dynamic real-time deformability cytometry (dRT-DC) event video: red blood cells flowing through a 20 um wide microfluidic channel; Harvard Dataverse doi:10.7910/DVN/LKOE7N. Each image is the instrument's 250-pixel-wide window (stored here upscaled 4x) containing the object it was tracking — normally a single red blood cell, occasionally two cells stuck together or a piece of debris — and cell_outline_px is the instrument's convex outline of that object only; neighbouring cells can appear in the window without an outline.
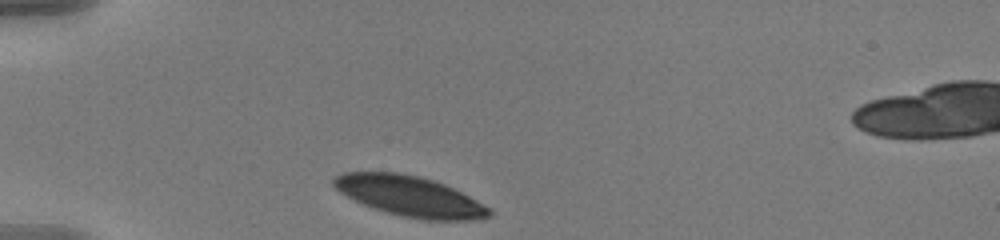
{"species": "human", "species_latin": "Homo sapiens", "temperature_condition": "warm", "stored_images_in_passage": 34, "camera_frame_rate_fps": 3000, "um_per_image_px": 0.085, "donor": {"sex": "male"}, "frame": {"image": 1, "passage_image": 1, "time_ms": 0.0, "image_size_px": [1000, 240], "cell_outline_px": [[492, 212], [488, 216], [472, 220], [424, 220], [404, 216], [372, 208], [340, 192], [332, 184], [332, 176], [344, 172], [400, 172], [432, 180], [444, 184], [484, 204]], "centroid_in_image_um": [34.79, 16.66], "position_along_channel_um": 50.2, "area_um2": 36.07}}
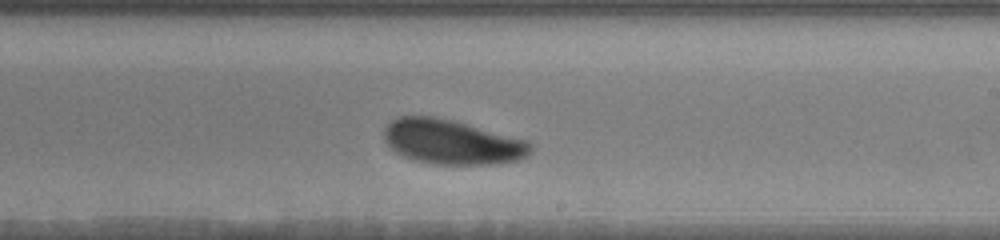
{"frame": {"image": 2, "passage_image": 20, "time_ms": 6.333, "image_size_px": [1000, 240], "cell_outline_px": [[532, 152], [528, 156], [520, 160], [492, 164], [432, 164], [416, 160], [404, 156], [396, 152], [384, 140], [384, 124], [400, 116], [436, 116], [452, 120], [528, 140], [532, 144]], "centroid_in_image_um": [38.43, 12.06], "position_along_channel_um": 250.6, "area_um2": 38.26}}
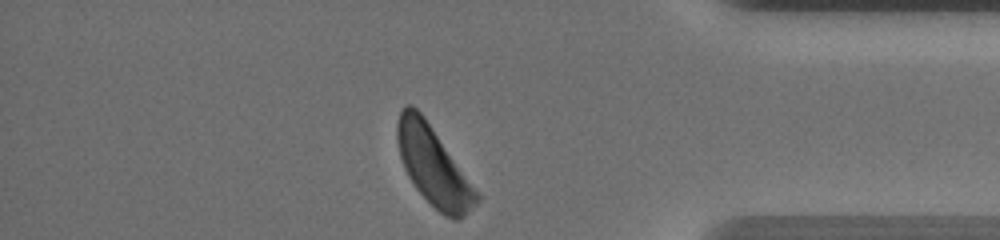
{"frame": {"image": 3, "passage_image": 34, "time_ms": 11.0, "image_size_px": [1000, 240], "cell_outline_px": [[480, 200], [460, 220], [456, 220], [440, 212], [416, 188], [408, 176], [404, 168], [400, 156], [396, 140], [396, 124], [400, 112], [404, 104], [412, 104], [424, 116], [480, 196]], "centroid_in_image_um": [36.8, 14.08], "position_along_channel_um": 398.4, "area_um2": 35.6}, "authors_computed_cell_mechanics": {"area_um2": 38.8994, "velocity_mm_per_s": 3.5691, "shape_relaxation_time_tau1_ms": 1.898, "shape_relaxation_time_tau2_ms": null, "deformation_change_tau1": 0.1099, "deformation_change_tau2": null}}